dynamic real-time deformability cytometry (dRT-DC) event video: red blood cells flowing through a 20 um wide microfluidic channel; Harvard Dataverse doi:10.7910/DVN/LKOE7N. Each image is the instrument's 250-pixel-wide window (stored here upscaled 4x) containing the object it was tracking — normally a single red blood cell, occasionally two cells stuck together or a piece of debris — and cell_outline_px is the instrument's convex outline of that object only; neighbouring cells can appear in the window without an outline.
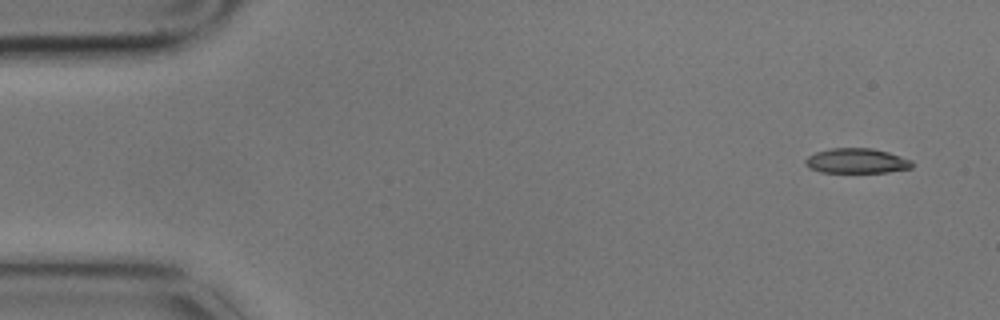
{"species": "common noctule bat (a hibernating species)", "species_latin": "Nyctalus noctula", "temperature_condition": "cold", "stored_images_in_passage": 8, "camera_frame_rate_fps": 3000, "um_per_image_px": 0.085, "animal": {"sex": "male", "body_mass_g": 17.9}, "frame": {"image": 1, "passage_image": 1, "time_ms": 0.0, "image_size_px": [1000, 320], "cell_outline_px": [[912, 168], [888, 172], [820, 172], [808, 168], [804, 164], [804, 160], [808, 156], [816, 152], [832, 148], [872, 148], [888, 152], [912, 160]], "centroid_in_image_um": [72.79, 13.67], "position_along_channel_um": 12.2, "area_um2": 15.55}}
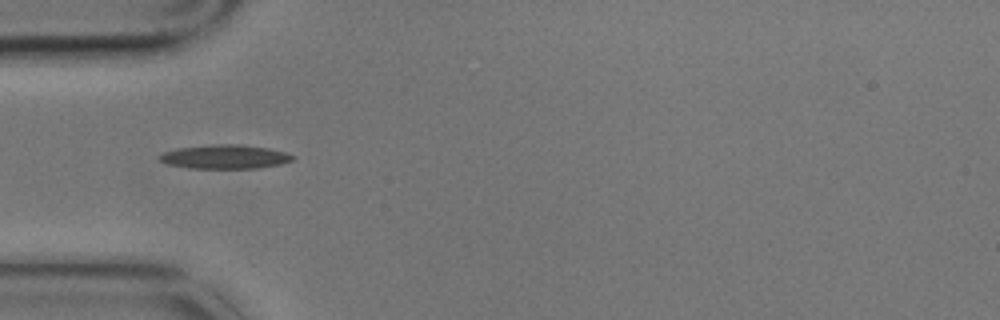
{"frame": {"image": 2, "passage_image": 5, "time_ms": 1.333, "image_size_px": [1000, 320], "cell_outline_px": [[292, 160], [280, 164], [260, 168], [188, 168], [168, 164], [160, 160], [160, 156], [164, 152], [180, 148], [216, 144], [240, 144], [268, 148], [284, 152], [292, 156]], "centroid_in_image_um": [19.12, 13.33], "position_along_channel_um": 65.9, "area_um2": 18.26}}
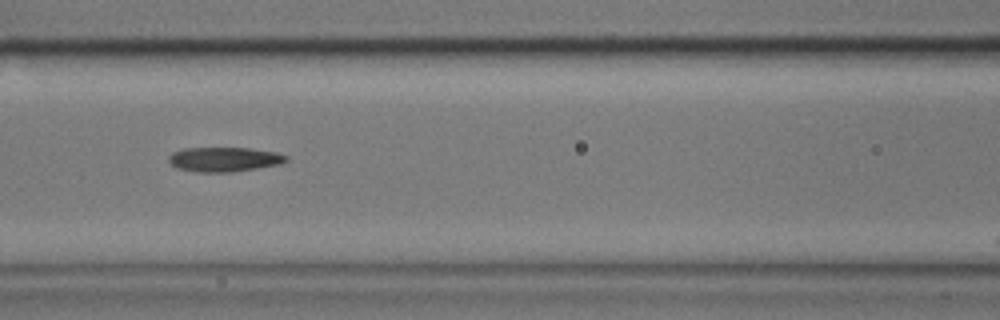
{"frame": {"image": 3, "passage_image": 7, "time_ms": 2.0, "image_size_px": [1000, 320], "cell_outline_px": [[288, 160], [280, 164], [232, 172], [196, 172], [176, 168], [168, 160], [168, 156], [172, 152], [184, 148], [252, 148], [276, 152], [288, 156]], "centroid_in_image_um": [19.05, 13.54], "position_along_channel_um": 147.6, "area_um2": 16.88}}